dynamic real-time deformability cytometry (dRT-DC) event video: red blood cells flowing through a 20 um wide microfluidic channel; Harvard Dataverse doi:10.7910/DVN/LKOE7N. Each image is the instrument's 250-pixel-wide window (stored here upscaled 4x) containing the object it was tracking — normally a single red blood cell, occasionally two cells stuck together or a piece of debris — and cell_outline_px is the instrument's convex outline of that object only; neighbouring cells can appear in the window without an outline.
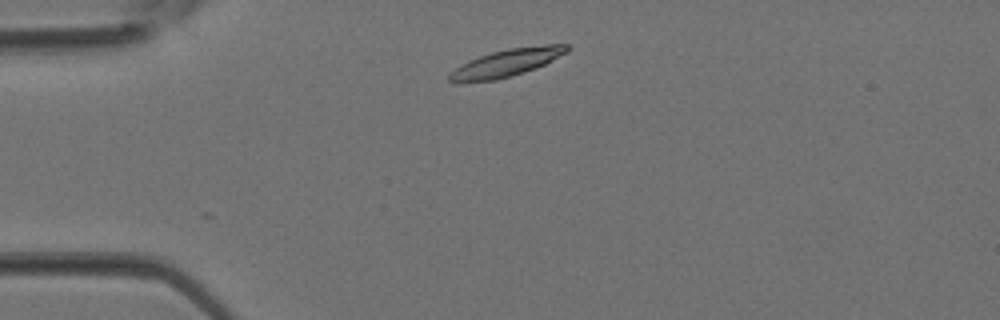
{"species": "Egyptian fruit bat (a non-hibernating species)", "species_latin": "Rousettus aegyptiacus", "temperature_condition": "room temperature", "stored_images_in_passage": 18, "camera_frame_rate_fps": 3000, "um_per_image_px": 0.085, "animal": {"sex": "female"}, "frame": {"image": 1, "passage_image": 1, "time_ms": 0.0, "image_size_px": [1000, 320], "cell_outline_px": [[568, 52], [544, 64], [524, 72], [496, 80], [456, 84], [448, 80], [448, 76], [456, 68], [468, 60], [492, 52], [508, 48], [544, 44], [568, 44]], "centroid_in_image_um": [43.02, 5.35], "position_along_channel_um": 42.0, "area_um2": 18.9}}
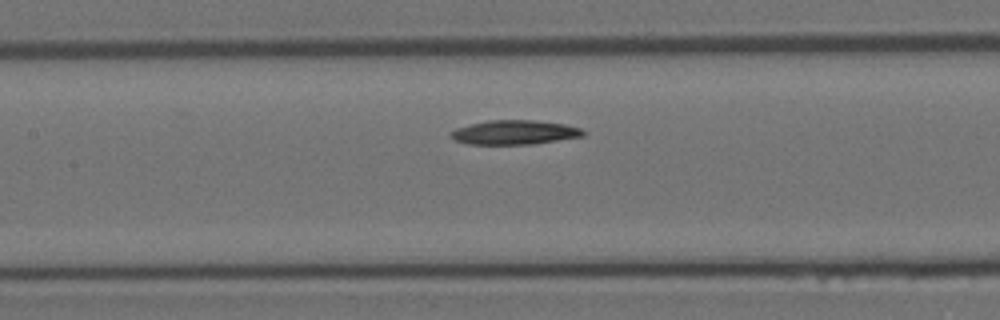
{"frame": {"image": 2, "passage_image": 10, "time_ms": 3.0, "image_size_px": [1000, 320], "cell_outline_px": [[588, 132], [584, 136], [532, 144], [468, 144], [456, 140], [452, 136], [452, 132], [456, 128], [468, 124], [488, 120], [532, 120], [564, 124], [580, 128]], "centroid_in_image_um": [43.77, 11.24], "position_along_channel_um": 163.6, "area_um2": 18.61}}
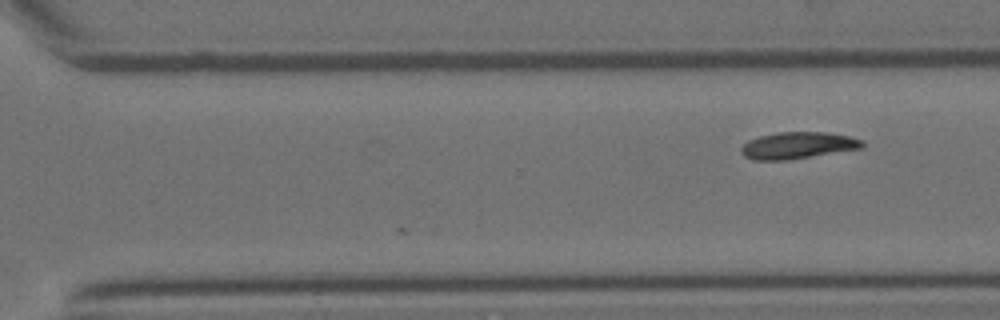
{"frame": {"image": 3, "passage_image": 18, "time_ms": 5.667, "image_size_px": [1000, 320], "cell_outline_px": [[864, 148], [784, 160], [752, 160], [744, 156], [740, 152], [740, 148], [748, 140], [760, 136], [776, 132], [824, 132], [848, 136], [864, 140]], "centroid_in_image_um": [67.8, 12.36], "position_along_channel_um": 302.8, "area_um2": 18.84}}